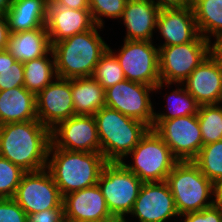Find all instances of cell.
Masks as SVG:
<instances>
[{"label": "cell", "instance_id": "obj_5", "mask_svg": "<svg viewBox=\"0 0 222 222\" xmlns=\"http://www.w3.org/2000/svg\"><path fill=\"white\" fill-rule=\"evenodd\" d=\"M166 182L179 216L214 205L213 199L206 202L210 194H214L213 182L202 174L193 161H178L167 175Z\"/></svg>", "mask_w": 222, "mask_h": 222}, {"label": "cell", "instance_id": "obj_12", "mask_svg": "<svg viewBox=\"0 0 222 222\" xmlns=\"http://www.w3.org/2000/svg\"><path fill=\"white\" fill-rule=\"evenodd\" d=\"M149 91H155V87L125 79L105 90V106L152 128L155 112Z\"/></svg>", "mask_w": 222, "mask_h": 222}, {"label": "cell", "instance_id": "obj_9", "mask_svg": "<svg viewBox=\"0 0 222 222\" xmlns=\"http://www.w3.org/2000/svg\"><path fill=\"white\" fill-rule=\"evenodd\" d=\"M119 54L115 55L125 78L161 89L159 72V48L152 41L124 40Z\"/></svg>", "mask_w": 222, "mask_h": 222}, {"label": "cell", "instance_id": "obj_33", "mask_svg": "<svg viewBox=\"0 0 222 222\" xmlns=\"http://www.w3.org/2000/svg\"><path fill=\"white\" fill-rule=\"evenodd\" d=\"M24 86V64L15 61L11 67L0 70V91Z\"/></svg>", "mask_w": 222, "mask_h": 222}, {"label": "cell", "instance_id": "obj_31", "mask_svg": "<svg viewBox=\"0 0 222 222\" xmlns=\"http://www.w3.org/2000/svg\"><path fill=\"white\" fill-rule=\"evenodd\" d=\"M20 167L0 156V198H13L24 175Z\"/></svg>", "mask_w": 222, "mask_h": 222}, {"label": "cell", "instance_id": "obj_3", "mask_svg": "<svg viewBox=\"0 0 222 222\" xmlns=\"http://www.w3.org/2000/svg\"><path fill=\"white\" fill-rule=\"evenodd\" d=\"M51 153L53 156L46 168L62 196L96 185L103 167L108 163L101 153L69 151L56 148L52 143L48 157Z\"/></svg>", "mask_w": 222, "mask_h": 222}, {"label": "cell", "instance_id": "obj_39", "mask_svg": "<svg viewBox=\"0 0 222 222\" xmlns=\"http://www.w3.org/2000/svg\"><path fill=\"white\" fill-rule=\"evenodd\" d=\"M53 5L68 9H89V0H49Z\"/></svg>", "mask_w": 222, "mask_h": 222}, {"label": "cell", "instance_id": "obj_28", "mask_svg": "<svg viewBox=\"0 0 222 222\" xmlns=\"http://www.w3.org/2000/svg\"><path fill=\"white\" fill-rule=\"evenodd\" d=\"M193 162L213 183L222 178V140L202 146Z\"/></svg>", "mask_w": 222, "mask_h": 222}, {"label": "cell", "instance_id": "obj_34", "mask_svg": "<svg viewBox=\"0 0 222 222\" xmlns=\"http://www.w3.org/2000/svg\"><path fill=\"white\" fill-rule=\"evenodd\" d=\"M28 215L13 198H0V222H27Z\"/></svg>", "mask_w": 222, "mask_h": 222}, {"label": "cell", "instance_id": "obj_1", "mask_svg": "<svg viewBox=\"0 0 222 222\" xmlns=\"http://www.w3.org/2000/svg\"><path fill=\"white\" fill-rule=\"evenodd\" d=\"M51 130L38 120L0 125V156L25 172L47 167Z\"/></svg>", "mask_w": 222, "mask_h": 222}, {"label": "cell", "instance_id": "obj_2", "mask_svg": "<svg viewBox=\"0 0 222 222\" xmlns=\"http://www.w3.org/2000/svg\"><path fill=\"white\" fill-rule=\"evenodd\" d=\"M95 25L92 29L52 45L55 60V77L63 79L92 77L108 45L100 37Z\"/></svg>", "mask_w": 222, "mask_h": 222}, {"label": "cell", "instance_id": "obj_14", "mask_svg": "<svg viewBox=\"0 0 222 222\" xmlns=\"http://www.w3.org/2000/svg\"><path fill=\"white\" fill-rule=\"evenodd\" d=\"M55 79L35 96L37 119L50 130L75 115L71 79Z\"/></svg>", "mask_w": 222, "mask_h": 222}, {"label": "cell", "instance_id": "obj_10", "mask_svg": "<svg viewBox=\"0 0 222 222\" xmlns=\"http://www.w3.org/2000/svg\"><path fill=\"white\" fill-rule=\"evenodd\" d=\"M152 129L178 161H193L202 148V133L197 114L169 120H153Z\"/></svg>", "mask_w": 222, "mask_h": 222}, {"label": "cell", "instance_id": "obj_15", "mask_svg": "<svg viewBox=\"0 0 222 222\" xmlns=\"http://www.w3.org/2000/svg\"><path fill=\"white\" fill-rule=\"evenodd\" d=\"M130 214L140 222H164L179 215L166 181L143 182Z\"/></svg>", "mask_w": 222, "mask_h": 222}, {"label": "cell", "instance_id": "obj_11", "mask_svg": "<svg viewBox=\"0 0 222 222\" xmlns=\"http://www.w3.org/2000/svg\"><path fill=\"white\" fill-rule=\"evenodd\" d=\"M46 170L25 172L16 189L13 199L27 215L58 208L63 204V196L51 173Z\"/></svg>", "mask_w": 222, "mask_h": 222}, {"label": "cell", "instance_id": "obj_30", "mask_svg": "<svg viewBox=\"0 0 222 222\" xmlns=\"http://www.w3.org/2000/svg\"><path fill=\"white\" fill-rule=\"evenodd\" d=\"M171 95L174 97L173 100L171 99V102L168 100V103L170 102L168 108L171 110V114L155 113L154 120H169L182 116L196 115L198 113L200 105L185 88H178L167 97L170 99L172 98L170 97Z\"/></svg>", "mask_w": 222, "mask_h": 222}, {"label": "cell", "instance_id": "obj_27", "mask_svg": "<svg viewBox=\"0 0 222 222\" xmlns=\"http://www.w3.org/2000/svg\"><path fill=\"white\" fill-rule=\"evenodd\" d=\"M202 146L222 140V106L201 105L197 113Z\"/></svg>", "mask_w": 222, "mask_h": 222}, {"label": "cell", "instance_id": "obj_25", "mask_svg": "<svg viewBox=\"0 0 222 222\" xmlns=\"http://www.w3.org/2000/svg\"><path fill=\"white\" fill-rule=\"evenodd\" d=\"M192 9L200 35L209 40L205 33H211L222 39V0H193Z\"/></svg>", "mask_w": 222, "mask_h": 222}, {"label": "cell", "instance_id": "obj_4", "mask_svg": "<svg viewBox=\"0 0 222 222\" xmlns=\"http://www.w3.org/2000/svg\"><path fill=\"white\" fill-rule=\"evenodd\" d=\"M93 116L97 125L100 153L108 162H121L150 129L142 121L107 106Z\"/></svg>", "mask_w": 222, "mask_h": 222}, {"label": "cell", "instance_id": "obj_23", "mask_svg": "<svg viewBox=\"0 0 222 222\" xmlns=\"http://www.w3.org/2000/svg\"><path fill=\"white\" fill-rule=\"evenodd\" d=\"M49 0H13L6 16L10 33L46 26Z\"/></svg>", "mask_w": 222, "mask_h": 222}, {"label": "cell", "instance_id": "obj_20", "mask_svg": "<svg viewBox=\"0 0 222 222\" xmlns=\"http://www.w3.org/2000/svg\"><path fill=\"white\" fill-rule=\"evenodd\" d=\"M159 12L153 0H127L121 17L127 27L125 40L152 41Z\"/></svg>", "mask_w": 222, "mask_h": 222}, {"label": "cell", "instance_id": "obj_36", "mask_svg": "<svg viewBox=\"0 0 222 222\" xmlns=\"http://www.w3.org/2000/svg\"><path fill=\"white\" fill-rule=\"evenodd\" d=\"M30 222H65L64 205L28 215Z\"/></svg>", "mask_w": 222, "mask_h": 222}, {"label": "cell", "instance_id": "obj_44", "mask_svg": "<svg viewBox=\"0 0 222 222\" xmlns=\"http://www.w3.org/2000/svg\"><path fill=\"white\" fill-rule=\"evenodd\" d=\"M108 222H122L120 220H113V221H108Z\"/></svg>", "mask_w": 222, "mask_h": 222}, {"label": "cell", "instance_id": "obj_32", "mask_svg": "<svg viewBox=\"0 0 222 222\" xmlns=\"http://www.w3.org/2000/svg\"><path fill=\"white\" fill-rule=\"evenodd\" d=\"M127 0H89V10L97 26H103L100 16L121 19Z\"/></svg>", "mask_w": 222, "mask_h": 222}, {"label": "cell", "instance_id": "obj_38", "mask_svg": "<svg viewBox=\"0 0 222 222\" xmlns=\"http://www.w3.org/2000/svg\"><path fill=\"white\" fill-rule=\"evenodd\" d=\"M193 0H157L153 2L159 7V9H174L185 8L192 6Z\"/></svg>", "mask_w": 222, "mask_h": 222}, {"label": "cell", "instance_id": "obj_43", "mask_svg": "<svg viewBox=\"0 0 222 222\" xmlns=\"http://www.w3.org/2000/svg\"><path fill=\"white\" fill-rule=\"evenodd\" d=\"M13 0H0V13L6 14Z\"/></svg>", "mask_w": 222, "mask_h": 222}, {"label": "cell", "instance_id": "obj_37", "mask_svg": "<svg viewBox=\"0 0 222 222\" xmlns=\"http://www.w3.org/2000/svg\"><path fill=\"white\" fill-rule=\"evenodd\" d=\"M9 35L7 16L4 13H0V51L7 49Z\"/></svg>", "mask_w": 222, "mask_h": 222}, {"label": "cell", "instance_id": "obj_17", "mask_svg": "<svg viewBox=\"0 0 222 222\" xmlns=\"http://www.w3.org/2000/svg\"><path fill=\"white\" fill-rule=\"evenodd\" d=\"M95 25L89 9H68L48 2L46 29L51 44L86 32Z\"/></svg>", "mask_w": 222, "mask_h": 222}, {"label": "cell", "instance_id": "obj_16", "mask_svg": "<svg viewBox=\"0 0 222 222\" xmlns=\"http://www.w3.org/2000/svg\"><path fill=\"white\" fill-rule=\"evenodd\" d=\"M65 222H108L117 220L108 210L98 184L63 196Z\"/></svg>", "mask_w": 222, "mask_h": 222}, {"label": "cell", "instance_id": "obj_40", "mask_svg": "<svg viewBox=\"0 0 222 222\" xmlns=\"http://www.w3.org/2000/svg\"><path fill=\"white\" fill-rule=\"evenodd\" d=\"M210 55L218 63L222 73V39L216 40L212 47H210Z\"/></svg>", "mask_w": 222, "mask_h": 222}, {"label": "cell", "instance_id": "obj_26", "mask_svg": "<svg viewBox=\"0 0 222 222\" xmlns=\"http://www.w3.org/2000/svg\"><path fill=\"white\" fill-rule=\"evenodd\" d=\"M24 64V87L35 96L52 82L55 60L50 61L47 55L29 60Z\"/></svg>", "mask_w": 222, "mask_h": 222}, {"label": "cell", "instance_id": "obj_24", "mask_svg": "<svg viewBox=\"0 0 222 222\" xmlns=\"http://www.w3.org/2000/svg\"><path fill=\"white\" fill-rule=\"evenodd\" d=\"M75 115H94L105 106V89L93 77L71 79Z\"/></svg>", "mask_w": 222, "mask_h": 222}, {"label": "cell", "instance_id": "obj_21", "mask_svg": "<svg viewBox=\"0 0 222 222\" xmlns=\"http://www.w3.org/2000/svg\"><path fill=\"white\" fill-rule=\"evenodd\" d=\"M38 120L36 98L24 86L0 91V125Z\"/></svg>", "mask_w": 222, "mask_h": 222}, {"label": "cell", "instance_id": "obj_29", "mask_svg": "<svg viewBox=\"0 0 222 222\" xmlns=\"http://www.w3.org/2000/svg\"><path fill=\"white\" fill-rule=\"evenodd\" d=\"M92 77L106 90L125 80L124 72L110 47L101 56Z\"/></svg>", "mask_w": 222, "mask_h": 222}, {"label": "cell", "instance_id": "obj_18", "mask_svg": "<svg viewBox=\"0 0 222 222\" xmlns=\"http://www.w3.org/2000/svg\"><path fill=\"white\" fill-rule=\"evenodd\" d=\"M185 82L186 91L200 106L222 102V73L211 55L192 71Z\"/></svg>", "mask_w": 222, "mask_h": 222}, {"label": "cell", "instance_id": "obj_41", "mask_svg": "<svg viewBox=\"0 0 222 222\" xmlns=\"http://www.w3.org/2000/svg\"><path fill=\"white\" fill-rule=\"evenodd\" d=\"M213 189L215 198L214 199V205L219 206L222 208V178L216 180L213 183Z\"/></svg>", "mask_w": 222, "mask_h": 222}, {"label": "cell", "instance_id": "obj_35", "mask_svg": "<svg viewBox=\"0 0 222 222\" xmlns=\"http://www.w3.org/2000/svg\"><path fill=\"white\" fill-rule=\"evenodd\" d=\"M180 216L185 217L184 222H222V208L212 205L201 211L189 212Z\"/></svg>", "mask_w": 222, "mask_h": 222}, {"label": "cell", "instance_id": "obj_13", "mask_svg": "<svg viewBox=\"0 0 222 222\" xmlns=\"http://www.w3.org/2000/svg\"><path fill=\"white\" fill-rule=\"evenodd\" d=\"M51 143L56 148L69 151L100 153L94 116L73 115L69 119L59 122L51 130Z\"/></svg>", "mask_w": 222, "mask_h": 222}, {"label": "cell", "instance_id": "obj_7", "mask_svg": "<svg viewBox=\"0 0 222 222\" xmlns=\"http://www.w3.org/2000/svg\"><path fill=\"white\" fill-rule=\"evenodd\" d=\"M134 158V165L121 163L133 172L142 182L166 181L178 160L162 138L150 128L137 146L129 153Z\"/></svg>", "mask_w": 222, "mask_h": 222}, {"label": "cell", "instance_id": "obj_42", "mask_svg": "<svg viewBox=\"0 0 222 222\" xmlns=\"http://www.w3.org/2000/svg\"><path fill=\"white\" fill-rule=\"evenodd\" d=\"M15 61L16 59L6 49L0 51V70L4 67H11Z\"/></svg>", "mask_w": 222, "mask_h": 222}, {"label": "cell", "instance_id": "obj_6", "mask_svg": "<svg viewBox=\"0 0 222 222\" xmlns=\"http://www.w3.org/2000/svg\"><path fill=\"white\" fill-rule=\"evenodd\" d=\"M97 184L111 215L123 222L124 216L131 213L143 182L121 162H108Z\"/></svg>", "mask_w": 222, "mask_h": 222}, {"label": "cell", "instance_id": "obj_22", "mask_svg": "<svg viewBox=\"0 0 222 222\" xmlns=\"http://www.w3.org/2000/svg\"><path fill=\"white\" fill-rule=\"evenodd\" d=\"M6 50L22 63L48 55L52 45L46 26L10 33Z\"/></svg>", "mask_w": 222, "mask_h": 222}, {"label": "cell", "instance_id": "obj_8", "mask_svg": "<svg viewBox=\"0 0 222 222\" xmlns=\"http://www.w3.org/2000/svg\"><path fill=\"white\" fill-rule=\"evenodd\" d=\"M210 40L201 35L192 42L159 47L161 83H182L210 55Z\"/></svg>", "mask_w": 222, "mask_h": 222}, {"label": "cell", "instance_id": "obj_19", "mask_svg": "<svg viewBox=\"0 0 222 222\" xmlns=\"http://www.w3.org/2000/svg\"><path fill=\"white\" fill-rule=\"evenodd\" d=\"M157 28L165 39L161 47L192 42L200 36L192 6L161 9L157 19Z\"/></svg>", "mask_w": 222, "mask_h": 222}]
</instances>
